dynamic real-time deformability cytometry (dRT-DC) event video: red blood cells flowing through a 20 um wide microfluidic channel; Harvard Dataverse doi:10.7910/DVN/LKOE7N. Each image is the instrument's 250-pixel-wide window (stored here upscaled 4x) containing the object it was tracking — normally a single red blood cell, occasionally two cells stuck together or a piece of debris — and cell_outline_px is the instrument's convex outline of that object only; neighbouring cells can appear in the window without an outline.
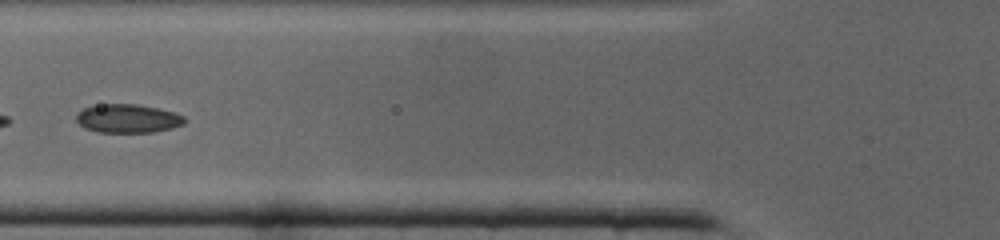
{"species": "common noctule bat (a hibernating species)", "species_latin": "Nyctalus noctula", "temperature_condition": "cold", "stored_images_in_passage": 36, "camera_frame_rate_fps": 3000, "um_per_image_px": 0.085, "animal": {"sex": "male", "body_mass_g": 19.0, "forearm_length_mm": 50.8}, "frame": {"image": 1, "passage_image": 11, "time_ms": 3.333, "image_size_px": [1000, 240], "cell_outline_px": [[188, 120], [184, 124], [172, 128], [152, 132], [96, 132], [84, 128], [76, 120], [76, 116], [84, 108], [100, 104], [136, 104], [156, 108], [172, 112], [184, 116]], "centroid_in_image_um": [10.87, 10.08], "position_along_channel_um": 114.9, "area_um2": 17.98}}
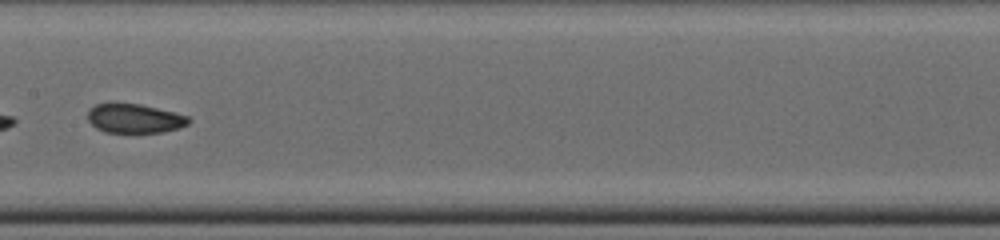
{"frame": {"image": 2, "passage_image": 16, "time_ms": 5.0, "image_size_px": [1000, 240], "cell_outline_px": [[192, 120], [188, 124], [180, 128], [160, 132], [104, 132], [96, 128], [88, 120], [88, 112], [96, 104], [140, 104], [188, 116]], "centroid_in_image_um": [11.46, 10.08], "position_along_channel_um": 195.9, "area_um2": 16.82}}
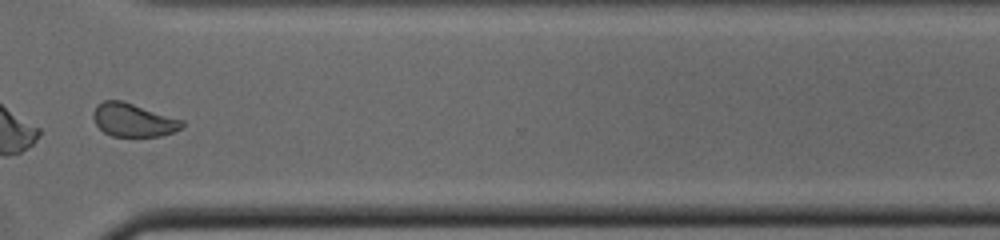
{"frame": {"image": 3, "passage_image": 26, "time_ms": 8.333, "image_size_px": [1000, 240], "cell_outline_px": [[184, 124], [180, 128], [172, 132], [160, 136], [112, 136], [104, 132], [96, 124], [92, 116], [92, 112], [104, 100], [120, 100], [184, 120]], "centroid_in_image_um": [11.32, 10.21], "position_along_channel_um": 359.3, "area_um2": 16.94}}